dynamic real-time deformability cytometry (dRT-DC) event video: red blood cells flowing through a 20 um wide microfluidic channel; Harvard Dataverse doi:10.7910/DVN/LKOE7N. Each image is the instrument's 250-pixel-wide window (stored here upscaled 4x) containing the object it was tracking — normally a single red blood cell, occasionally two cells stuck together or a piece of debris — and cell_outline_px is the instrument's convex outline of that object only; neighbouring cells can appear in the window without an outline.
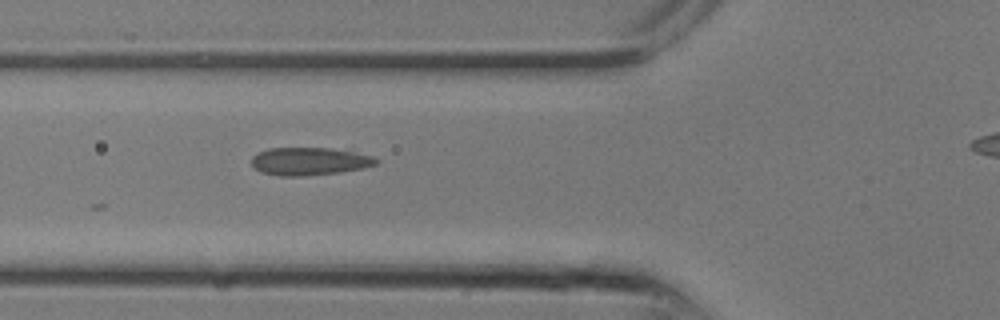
{"species": "common noctule bat (a hibernating species)", "species_latin": "Nyctalus noctula", "temperature_condition": "room temperature", "stored_images_in_passage": 5, "segment_of_instrument_passage": [1, 2], "camera_frame_rate_fps": 3000, "um_per_image_px": 0.085, "animal": {"sex": "male", "body_mass_g": 13.3}, "frame": {"image": 1, "passage_image": 4, "time_ms": 1.0, "image_size_px": [1000, 320], "cell_outline_px": [[380, 160], [376, 164], [364, 168], [340, 172], [300, 176], [280, 176], [260, 172], [252, 164], [252, 156], [256, 152], [268, 148], [328, 148], [352, 152], [372, 156]], "centroid_in_image_um": [26.27, 13.71], "position_along_channel_um": 99.5, "area_um2": 20.11}}